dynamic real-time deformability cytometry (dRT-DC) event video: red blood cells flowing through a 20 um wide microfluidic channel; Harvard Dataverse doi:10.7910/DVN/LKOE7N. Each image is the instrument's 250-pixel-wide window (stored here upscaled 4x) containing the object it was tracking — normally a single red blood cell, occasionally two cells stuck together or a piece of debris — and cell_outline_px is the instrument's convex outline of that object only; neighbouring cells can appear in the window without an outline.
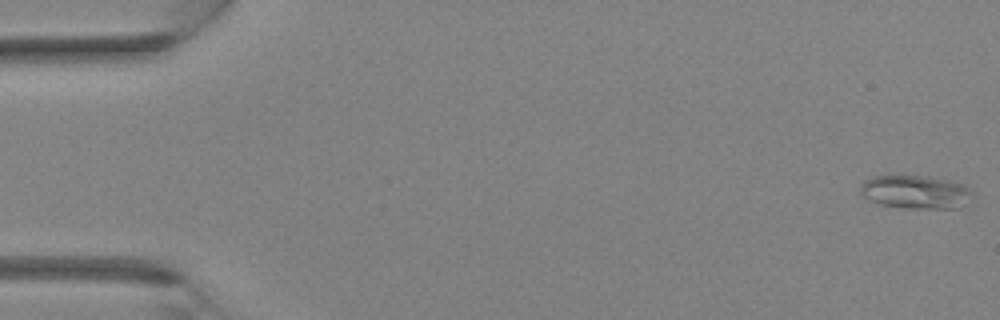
{"species": "Egyptian fruit bat (a non-hibernating species)", "species_latin": "Rousettus aegyptiacus", "temperature_condition": "room temperature", "stored_images_in_passage": 35, "camera_frame_rate_fps": 3000, "um_per_image_px": 0.085, "animal": {"sex": "female"}, "frame": {"image": 1, "passage_image": 1, "time_ms": 0.0, "image_size_px": [1000, 320], "cell_outline_px": [[972, 192], [964, 204], [956, 208], [904, 208], [880, 204], [864, 196], [860, 192], [860, 188], [864, 180], [872, 176], [888, 172], [928, 176], [948, 180], [960, 184], [968, 188]], "centroid_in_image_um": [77.72, 16.26], "position_along_channel_um": 7.3, "area_um2": 22.2}}
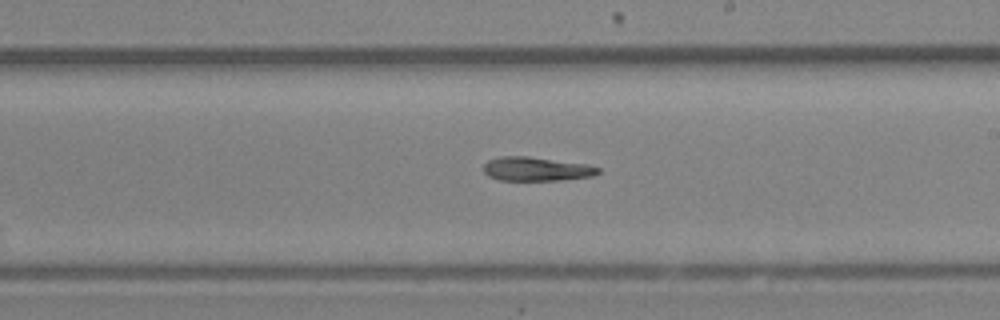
{"frame": {"image": 2, "passage_image": 21, "time_ms": 6.667, "image_size_px": [1000, 320], "cell_outline_px": [[600, 172], [592, 176], [560, 180], [500, 180], [488, 176], [484, 172], [484, 164], [488, 160], [500, 156], [528, 156], [588, 164], [600, 168]], "centroid_in_image_um": [45.59, 14.36], "position_along_channel_um": 243.4, "area_um2": 16.01}}
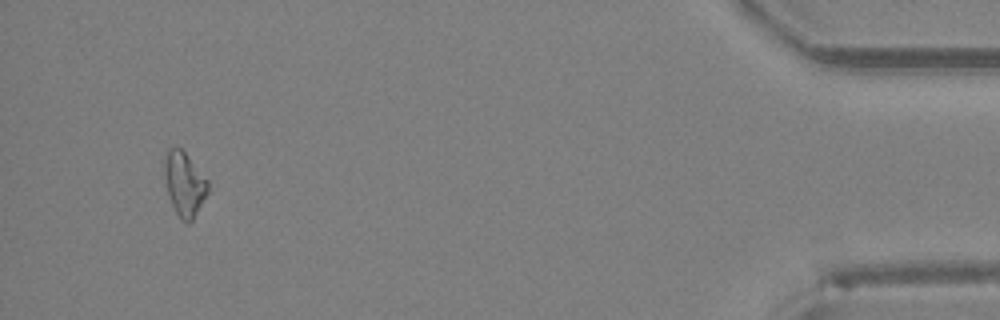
{"frame": {"image": 3, "passage_image": 34, "time_ms": 11.0, "image_size_px": [1000, 320], "cell_outline_px": [[208, 192], [192, 220], [188, 224], [180, 220], [168, 196], [164, 176], [164, 164], [168, 148], [180, 148], [184, 152], [208, 180]], "centroid_in_image_um": [15.66, 15.66], "position_along_channel_um": 419.5, "area_um2": 16.01}}